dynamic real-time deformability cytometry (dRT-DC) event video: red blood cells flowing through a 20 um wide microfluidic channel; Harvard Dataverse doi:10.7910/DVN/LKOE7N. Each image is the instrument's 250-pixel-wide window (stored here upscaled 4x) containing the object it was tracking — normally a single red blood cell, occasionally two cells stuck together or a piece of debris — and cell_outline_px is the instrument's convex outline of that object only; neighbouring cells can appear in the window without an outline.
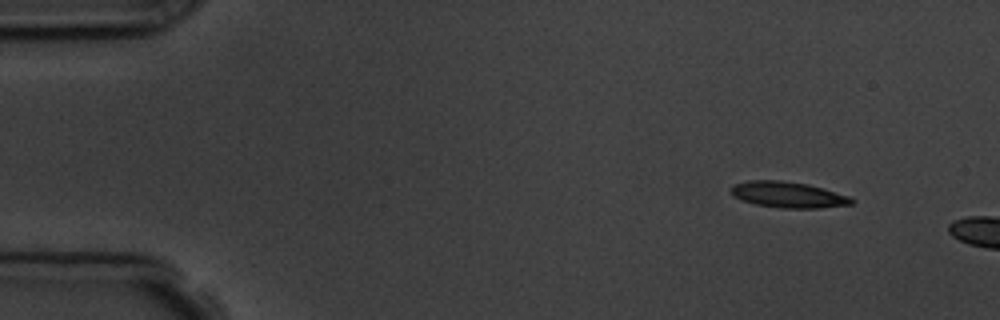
{"species": "common noctule bat (a hibernating species)", "species_latin": "Nyctalus noctula", "temperature_condition": "room temperature", "stored_images_in_passage": 4, "camera_frame_rate_fps": 3000, "um_per_image_px": 0.085, "animal": {"sex": "male", "body_mass_g": 19.5, "forearm_length_mm": 54.6}, "frame": {"image": 1, "passage_image": 2, "time_ms": 1.333, "image_size_px": [1000, 320], "cell_outline_px": [[856, 200], [852, 204], [820, 208], [780, 208], [756, 204], [740, 200], [732, 196], [728, 188], [732, 184], [748, 180], [780, 180], [808, 184], [824, 188], [852, 196]], "centroid_in_image_um": [66.98, 16.54], "position_along_channel_um": 18.0, "area_um2": 18.73}}